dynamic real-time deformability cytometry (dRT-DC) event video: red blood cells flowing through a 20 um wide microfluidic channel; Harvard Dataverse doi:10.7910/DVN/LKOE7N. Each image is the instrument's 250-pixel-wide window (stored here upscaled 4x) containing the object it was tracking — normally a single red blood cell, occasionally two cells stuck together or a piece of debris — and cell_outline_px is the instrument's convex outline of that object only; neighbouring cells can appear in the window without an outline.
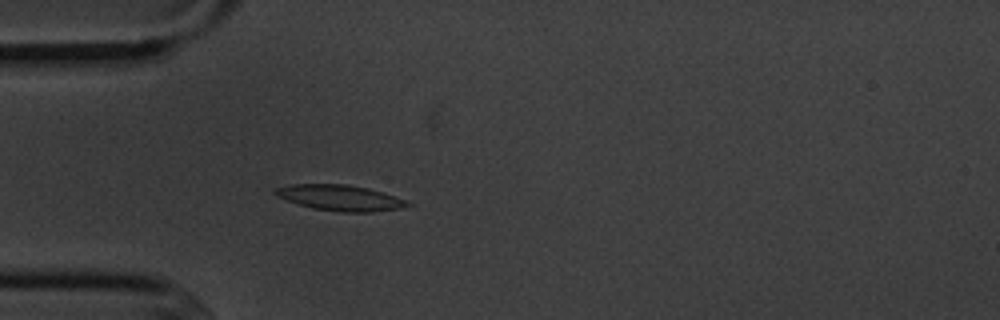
{"species": "common noctule bat (a hibernating species)", "species_latin": "Nyctalus noctula", "temperature_condition": "cold", "stored_images_in_passage": 5, "camera_frame_rate_fps": 3000, "um_per_image_px": 0.085, "animal": {"sex": "male", "body_mass_g": 20.1, "forearm_length_mm": 53.5}, "frame": {"image": 1, "passage_image": 5, "time_ms": 5.0, "image_size_px": [1000, 320], "cell_outline_px": [[412, 204], [400, 208], [372, 212], [340, 212], [312, 208], [276, 196], [272, 192], [276, 188], [292, 184], [348, 184], [368, 188], [404, 200]], "centroid_in_image_um": [28.86, 16.81], "position_along_channel_um": 56.1, "area_um2": 19.54}}